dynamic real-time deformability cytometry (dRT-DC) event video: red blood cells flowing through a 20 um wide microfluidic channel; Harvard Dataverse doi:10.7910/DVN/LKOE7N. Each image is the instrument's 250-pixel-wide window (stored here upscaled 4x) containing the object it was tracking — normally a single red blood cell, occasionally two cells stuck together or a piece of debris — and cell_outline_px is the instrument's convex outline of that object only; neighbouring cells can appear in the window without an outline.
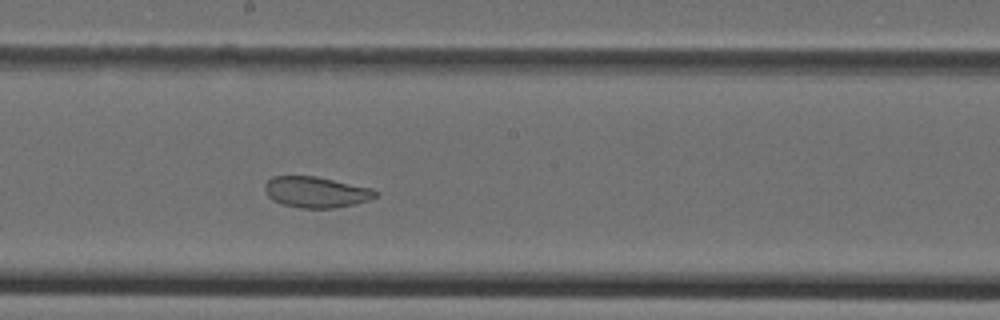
{"species": "Egyptian fruit bat (a non-hibernating species)", "species_latin": "Rousettus aegyptiacus", "temperature_condition": "cold", "stored_images_in_passage": 43, "camera_frame_rate_fps": 3000, "um_per_image_px": 0.085, "animal": {"sex": "female"}, "frame": {"image": 1, "passage_image": 21, "time_ms": 6.667, "image_size_px": [1000, 320], "cell_outline_px": [[380, 192], [376, 196], [368, 200], [356, 204], [336, 208], [300, 208], [280, 204], [272, 200], [264, 192], [264, 184], [272, 176], [316, 176], [372, 188]], "centroid_in_image_um": [26.85, 16.33], "position_along_channel_um": 221.4, "area_um2": 20.23}}
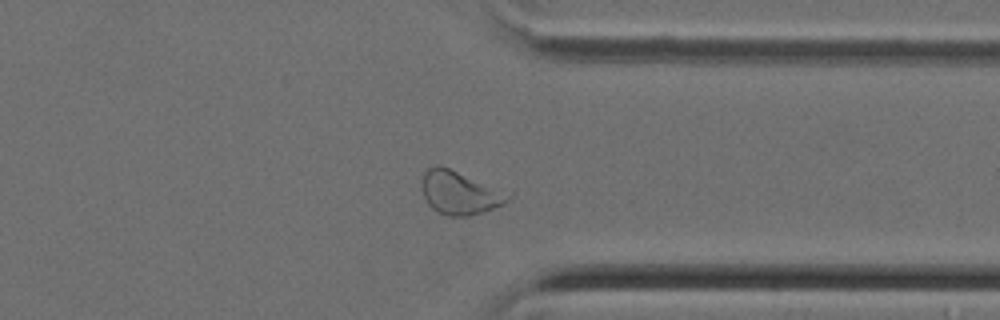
{"frame": {"image": 2, "passage_image": 32, "time_ms": 10.333, "image_size_px": [1000, 320], "cell_outline_px": [[512, 196], [504, 204], [484, 212], [468, 216], [448, 216], [432, 208], [428, 204], [420, 188], [424, 172], [428, 168], [436, 164], [440, 164], [512, 192]], "centroid_in_image_um": [39.11, 16.36], "position_along_channel_um": 372.3, "area_um2": 22.31}}
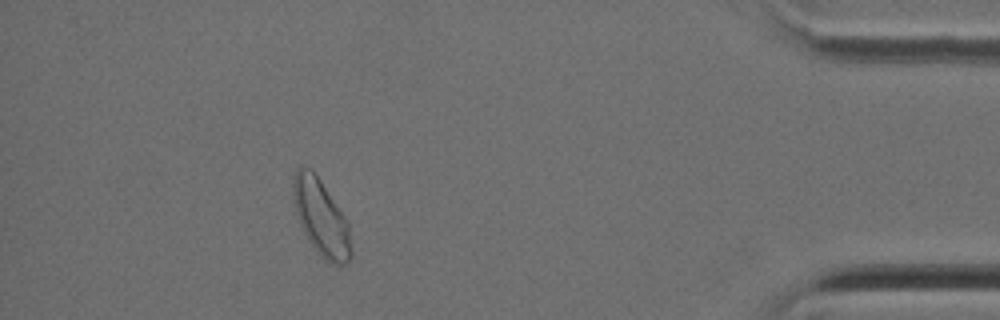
{"frame": {"image": 3, "passage_image": 38, "time_ms": 12.333, "image_size_px": [1000, 320], "cell_outline_px": [[352, 256], [344, 264], [332, 264], [324, 260], [320, 256], [308, 240], [300, 224], [292, 200], [292, 180], [296, 168], [300, 164], [308, 168], [320, 180], [348, 220], [352, 252]], "centroid_in_image_um": [27.28, 18.49], "position_along_channel_um": 407.9, "area_um2": 25.89}}